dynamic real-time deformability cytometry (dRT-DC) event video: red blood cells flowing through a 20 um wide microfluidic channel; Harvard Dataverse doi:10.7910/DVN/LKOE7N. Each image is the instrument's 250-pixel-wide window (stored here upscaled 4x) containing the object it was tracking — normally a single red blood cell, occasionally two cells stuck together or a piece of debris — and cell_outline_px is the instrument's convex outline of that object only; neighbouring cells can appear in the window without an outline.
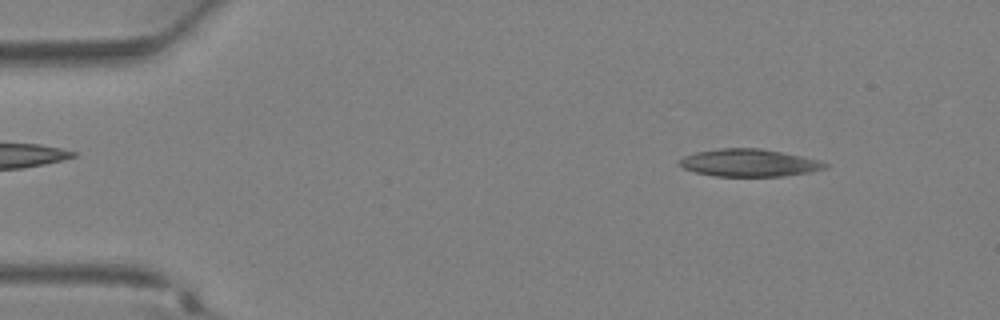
{"species": "Egyptian fruit bat (a non-hibernating species)", "species_latin": "Rousettus aegyptiacus", "temperature_condition": "warm", "stored_images_in_passage": 34, "camera_frame_rate_fps": 3000, "um_per_image_px": 0.085, "animal": {"sex": "female"}, "frame": {"image": 1, "passage_image": 2, "time_ms": 0.333, "image_size_px": [1000, 320], "cell_outline_px": [[828, 168], [808, 172], [780, 176], [716, 176], [696, 172], [684, 168], [680, 164], [680, 160], [684, 156], [696, 152], [720, 148], [760, 148], [820, 160], [828, 164]], "centroid_in_image_um": [63.68, 13.84], "position_along_channel_um": 21.3, "area_um2": 23.0}}
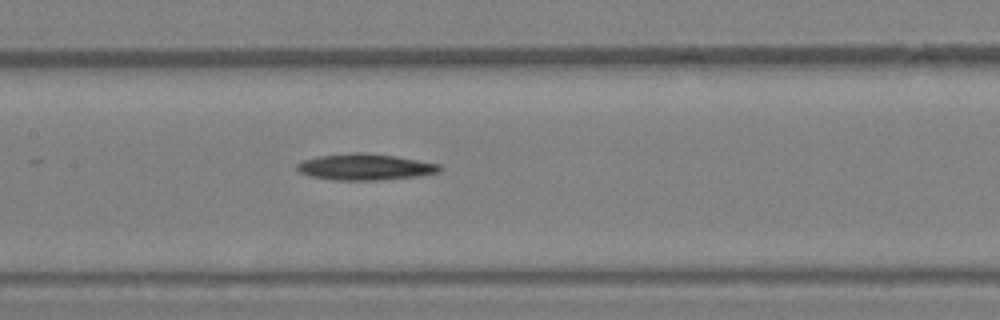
{"frame": {"image": 2, "passage_image": 15, "time_ms": 4.667, "image_size_px": [1000, 320], "cell_outline_px": [[444, 168], [440, 172], [420, 176], [380, 180], [332, 180], [308, 176], [300, 172], [296, 168], [296, 164], [304, 160], [320, 156], [356, 152], [364, 152], [396, 156], [440, 164]], "centroid_in_image_um": [31.07, 14.2], "position_along_channel_um": 176.3, "area_um2": 22.02}}
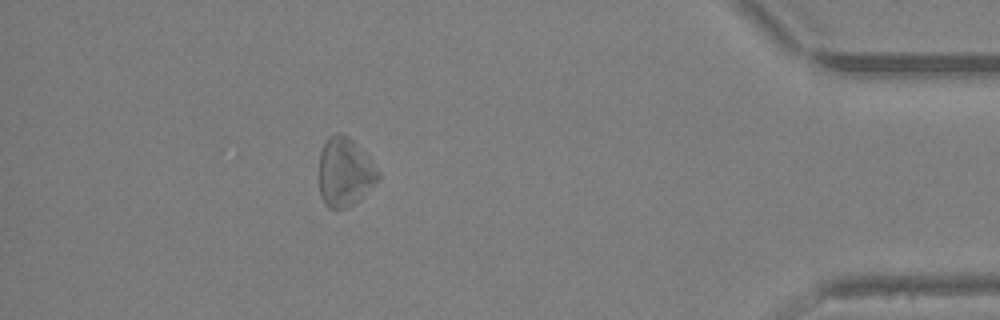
{"frame": {"image": 3, "passage_image": 30, "time_ms": 9.667, "image_size_px": [1000, 320], "cell_outline_px": [[380, 180], [348, 208], [328, 208], [324, 204], [320, 196], [320, 152], [328, 136], [336, 132], [344, 132], [352, 140], [380, 172]], "centroid_in_image_um": [29.29, 14.63], "position_along_channel_um": 405.9, "area_um2": 23.52}}